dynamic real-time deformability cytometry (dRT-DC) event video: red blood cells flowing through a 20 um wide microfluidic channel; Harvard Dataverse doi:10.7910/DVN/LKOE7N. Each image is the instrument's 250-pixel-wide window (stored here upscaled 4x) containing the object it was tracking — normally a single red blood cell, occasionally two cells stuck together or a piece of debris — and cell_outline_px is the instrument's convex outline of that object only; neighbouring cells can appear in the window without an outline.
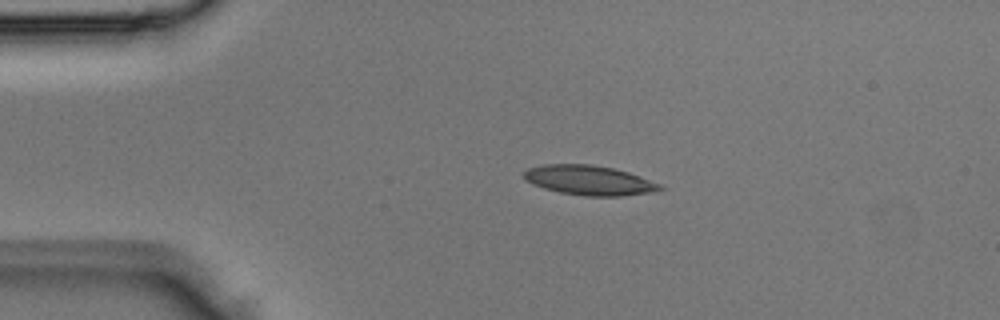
{"species": "Egyptian fruit bat (a non-hibernating species)", "species_latin": "Rousettus aegyptiacus", "temperature_condition": "room temperature", "stored_images_in_passage": 2, "camera_frame_rate_fps": 3000, "um_per_image_px": 0.085, "animal": {"sex": "male"}, "frame": {"image": 1, "passage_image": 1, "time_ms": 0.0, "image_size_px": [1000, 320], "cell_outline_px": [[664, 188], [648, 192], [620, 196], [584, 196], [560, 192], [544, 188], [532, 184], [524, 180], [524, 172], [528, 168], [544, 164], [592, 164], [612, 168], [628, 172], [660, 184]], "centroid_in_image_um": [50.02, 15.31], "position_along_channel_um": 35.0, "area_um2": 23.29}}